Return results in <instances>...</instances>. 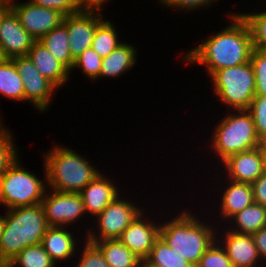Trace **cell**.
<instances>
[{
  "label": "cell",
  "mask_w": 266,
  "mask_h": 267,
  "mask_svg": "<svg viewBox=\"0 0 266 267\" xmlns=\"http://www.w3.org/2000/svg\"><path fill=\"white\" fill-rule=\"evenodd\" d=\"M228 16L232 21L227 27L184 56L187 63L205 65L208 77L215 71L250 62L253 43L249 26L239 13Z\"/></svg>",
  "instance_id": "cell-1"
},
{
  "label": "cell",
  "mask_w": 266,
  "mask_h": 267,
  "mask_svg": "<svg viewBox=\"0 0 266 267\" xmlns=\"http://www.w3.org/2000/svg\"><path fill=\"white\" fill-rule=\"evenodd\" d=\"M190 212L183 210L175 218L160 224L159 236L195 267L205 251L217 240L219 231Z\"/></svg>",
  "instance_id": "cell-2"
},
{
  "label": "cell",
  "mask_w": 266,
  "mask_h": 267,
  "mask_svg": "<svg viewBox=\"0 0 266 267\" xmlns=\"http://www.w3.org/2000/svg\"><path fill=\"white\" fill-rule=\"evenodd\" d=\"M48 227L41 203L8 209L0 238V264L6 265L23 249L40 244Z\"/></svg>",
  "instance_id": "cell-3"
},
{
  "label": "cell",
  "mask_w": 266,
  "mask_h": 267,
  "mask_svg": "<svg viewBox=\"0 0 266 267\" xmlns=\"http://www.w3.org/2000/svg\"><path fill=\"white\" fill-rule=\"evenodd\" d=\"M43 160L49 190L79 193L100 173L85 157L62 145L53 146Z\"/></svg>",
  "instance_id": "cell-4"
},
{
  "label": "cell",
  "mask_w": 266,
  "mask_h": 267,
  "mask_svg": "<svg viewBox=\"0 0 266 267\" xmlns=\"http://www.w3.org/2000/svg\"><path fill=\"white\" fill-rule=\"evenodd\" d=\"M232 111L233 114L228 113L219 121L210 138L212 152L214 150L221 162L232 154L263 146L251 114L247 110Z\"/></svg>",
  "instance_id": "cell-5"
},
{
  "label": "cell",
  "mask_w": 266,
  "mask_h": 267,
  "mask_svg": "<svg viewBox=\"0 0 266 267\" xmlns=\"http://www.w3.org/2000/svg\"><path fill=\"white\" fill-rule=\"evenodd\" d=\"M44 181L30 171H27L19 158L0 177V204L6 210L11 208L33 206L40 204L46 190V171Z\"/></svg>",
  "instance_id": "cell-6"
},
{
  "label": "cell",
  "mask_w": 266,
  "mask_h": 267,
  "mask_svg": "<svg viewBox=\"0 0 266 267\" xmlns=\"http://www.w3.org/2000/svg\"><path fill=\"white\" fill-rule=\"evenodd\" d=\"M214 93L232 110H247L255 96L251 62L215 71L211 76Z\"/></svg>",
  "instance_id": "cell-7"
},
{
  "label": "cell",
  "mask_w": 266,
  "mask_h": 267,
  "mask_svg": "<svg viewBox=\"0 0 266 267\" xmlns=\"http://www.w3.org/2000/svg\"><path fill=\"white\" fill-rule=\"evenodd\" d=\"M118 195L94 220H98V232H87L86 240L95 241L118 239L121 233L132 223V221L144 210L138 207L133 201L122 199Z\"/></svg>",
  "instance_id": "cell-8"
},
{
  "label": "cell",
  "mask_w": 266,
  "mask_h": 267,
  "mask_svg": "<svg viewBox=\"0 0 266 267\" xmlns=\"http://www.w3.org/2000/svg\"><path fill=\"white\" fill-rule=\"evenodd\" d=\"M11 60L23 81L25 101L30 102L40 113L45 112L57 87L36 69L28 56L14 57Z\"/></svg>",
  "instance_id": "cell-9"
},
{
  "label": "cell",
  "mask_w": 266,
  "mask_h": 267,
  "mask_svg": "<svg viewBox=\"0 0 266 267\" xmlns=\"http://www.w3.org/2000/svg\"><path fill=\"white\" fill-rule=\"evenodd\" d=\"M41 205L49 226L67 227L83 218L85 214L82 197L79 193L52 191L45 192ZM79 218V219H78Z\"/></svg>",
  "instance_id": "cell-10"
},
{
  "label": "cell",
  "mask_w": 266,
  "mask_h": 267,
  "mask_svg": "<svg viewBox=\"0 0 266 267\" xmlns=\"http://www.w3.org/2000/svg\"><path fill=\"white\" fill-rule=\"evenodd\" d=\"M103 17L102 9H82L65 16L63 25L68 31V44L73 60L86 49L91 48L94 33L97 26L104 20Z\"/></svg>",
  "instance_id": "cell-11"
},
{
  "label": "cell",
  "mask_w": 266,
  "mask_h": 267,
  "mask_svg": "<svg viewBox=\"0 0 266 267\" xmlns=\"http://www.w3.org/2000/svg\"><path fill=\"white\" fill-rule=\"evenodd\" d=\"M11 9L18 16L21 25L36 41L61 26L66 16L58 10L38 6L30 1L16 3Z\"/></svg>",
  "instance_id": "cell-12"
},
{
  "label": "cell",
  "mask_w": 266,
  "mask_h": 267,
  "mask_svg": "<svg viewBox=\"0 0 266 267\" xmlns=\"http://www.w3.org/2000/svg\"><path fill=\"white\" fill-rule=\"evenodd\" d=\"M35 41L11 8L0 14V46L7 59L27 56Z\"/></svg>",
  "instance_id": "cell-13"
},
{
  "label": "cell",
  "mask_w": 266,
  "mask_h": 267,
  "mask_svg": "<svg viewBox=\"0 0 266 267\" xmlns=\"http://www.w3.org/2000/svg\"><path fill=\"white\" fill-rule=\"evenodd\" d=\"M142 211L132 223L121 233L118 240L128 247L132 253L144 261L150 254L155 240L159 237L160 225L148 217L144 219Z\"/></svg>",
  "instance_id": "cell-14"
},
{
  "label": "cell",
  "mask_w": 266,
  "mask_h": 267,
  "mask_svg": "<svg viewBox=\"0 0 266 267\" xmlns=\"http://www.w3.org/2000/svg\"><path fill=\"white\" fill-rule=\"evenodd\" d=\"M264 145L235 153L219 162L226 170L228 180L252 184L263 174ZM230 178V179H229Z\"/></svg>",
  "instance_id": "cell-15"
},
{
  "label": "cell",
  "mask_w": 266,
  "mask_h": 267,
  "mask_svg": "<svg viewBox=\"0 0 266 267\" xmlns=\"http://www.w3.org/2000/svg\"><path fill=\"white\" fill-rule=\"evenodd\" d=\"M224 233L217 241L225 249L233 267L263 266L251 235L238 234L230 230H225Z\"/></svg>",
  "instance_id": "cell-16"
},
{
  "label": "cell",
  "mask_w": 266,
  "mask_h": 267,
  "mask_svg": "<svg viewBox=\"0 0 266 267\" xmlns=\"http://www.w3.org/2000/svg\"><path fill=\"white\" fill-rule=\"evenodd\" d=\"M104 176L103 173H99L79 192L85 213L95 218L120 194L116 184Z\"/></svg>",
  "instance_id": "cell-17"
},
{
  "label": "cell",
  "mask_w": 266,
  "mask_h": 267,
  "mask_svg": "<svg viewBox=\"0 0 266 267\" xmlns=\"http://www.w3.org/2000/svg\"><path fill=\"white\" fill-rule=\"evenodd\" d=\"M36 69L57 88L69 81L70 72L39 41H35L27 55Z\"/></svg>",
  "instance_id": "cell-18"
},
{
  "label": "cell",
  "mask_w": 266,
  "mask_h": 267,
  "mask_svg": "<svg viewBox=\"0 0 266 267\" xmlns=\"http://www.w3.org/2000/svg\"><path fill=\"white\" fill-rule=\"evenodd\" d=\"M67 227L49 226L42 238V246L52 260L58 264V261H65L74 257L77 238L73 237V233L66 229Z\"/></svg>",
  "instance_id": "cell-19"
},
{
  "label": "cell",
  "mask_w": 266,
  "mask_h": 267,
  "mask_svg": "<svg viewBox=\"0 0 266 267\" xmlns=\"http://www.w3.org/2000/svg\"><path fill=\"white\" fill-rule=\"evenodd\" d=\"M228 186L222 191L219 212L223 219H230L254 202L251 184L227 180Z\"/></svg>",
  "instance_id": "cell-20"
},
{
  "label": "cell",
  "mask_w": 266,
  "mask_h": 267,
  "mask_svg": "<svg viewBox=\"0 0 266 267\" xmlns=\"http://www.w3.org/2000/svg\"><path fill=\"white\" fill-rule=\"evenodd\" d=\"M137 48L123 42L115 48L107 57L103 58L99 78L119 76L127 73L136 64Z\"/></svg>",
  "instance_id": "cell-21"
},
{
  "label": "cell",
  "mask_w": 266,
  "mask_h": 267,
  "mask_svg": "<svg viewBox=\"0 0 266 267\" xmlns=\"http://www.w3.org/2000/svg\"><path fill=\"white\" fill-rule=\"evenodd\" d=\"M234 225L227 228L238 234L252 235L266 227V207L253 202L230 218ZM234 227V228H232Z\"/></svg>",
  "instance_id": "cell-22"
},
{
  "label": "cell",
  "mask_w": 266,
  "mask_h": 267,
  "mask_svg": "<svg viewBox=\"0 0 266 267\" xmlns=\"http://www.w3.org/2000/svg\"><path fill=\"white\" fill-rule=\"evenodd\" d=\"M110 267H143V261L118 239L95 241Z\"/></svg>",
  "instance_id": "cell-23"
},
{
  "label": "cell",
  "mask_w": 266,
  "mask_h": 267,
  "mask_svg": "<svg viewBox=\"0 0 266 267\" xmlns=\"http://www.w3.org/2000/svg\"><path fill=\"white\" fill-rule=\"evenodd\" d=\"M48 51L70 72L73 70L74 60L71 57L68 31L62 24L54 28L48 34L43 36L40 40Z\"/></svg>",
  "instance_id": "cell-24"
},
{
  "label": "cell",
  "mask_w": 266,
  "mask_h": 267,
  "mask_svg": "<svg viewBox=\"0 0 266 267\" xmlns=\"http://www.w3.org/2000/svg\"><path fill=\"white\" fill-rule=\"evenodd\" d=\"M143 267H194L187 259L170 248L159 236L143 261Z\"/></svg>",
  "instance_id": "cell-25"
},
{
  "label": "cell",
  "mask_w": 266,
  "mask_h": 267,
  "mask_svg": "<svg viewBox=\"0 0 266 267\" xmlns=\"http://www.w3.org/2000/svg\"><path fill=\"white\" fill-rule=\"evenodd\" d=\"M0 95L13 101H25L23 81L11 59L0 63Z\"/></svg>",
  "instance_id": "cell-26"
},
{
  "label": "cell",
  "mask_w": 266,
  "mask_h": 267,
  "mask_svg": "<svg viewBox=\"0 0 266 267\" xmlns=\"http://www.w3.org/2000/svg\"><path fill=\"white\" fill-rule=\"evenodd\" d=\"M56 265L40 243L20 251L6 264V267H56Z\"/></svg>",
  "instance_id": "cell-27"
},
{
  "label": "cell",
  "mask_w": 266,
  "mask_h": 267,
  "mask_svg": "<svg viewBox=\"0 0 266 267\" xmlns=\"http://www.w3.org/2000/svg\"><path fill=\"white\" fill-rule=\"evenodd\" d=\"M117 30L110 20H103L96 28L91 48L96 51L101 58L107 57L115 48L123 42H119Z\"/></svg>",
  "instance_id": "cell-28"
},
{
  "label": "cell",
  "mask_w": 266,
  "mask_h": 267,
  "mask_svg": "<svg viewBox=\"0 0 266 267\" xmlns=\"http://www.w3.org/2000/svg\"><path fill=\"white\" fill-rule=\"evenodd\" d=\"M249 26L253 49L266 51V11L260 13H240Z\"/></svg>",
  "instance_id": "cell-29"
},
{
  "label": "cell",
  "mask_w": 266,
  "mask_h": 267,
  "mask_svg": "<svg viewBox=\"0 0 266 267\" xmlns=\"http://www.w3.org/2000/svg\"><path fill=\"white\" fill-rule=\"evenodd\" d=\"M12 132L6 126L0 130V177L18 158V148L14 144Z\"/></svg>",
  "instance_id": "cell-30"
},
{
  "label": "cell",
  "mask_w": 266,
  "mask_h": 267,
  "mask_svg": "<svg viewBox=\"0 0 266 267\" xmlns=\"http://www.w3.org/2000/svg\"><path fill=\"white\" fill-rule=\"evenodd\" d=\"M103 58L93 50V48L86 49L80 56L74 60V68H79L83 74L90 80H98Z\"/></svg>",
  "instance_id": "cell-31"
},
{
  "label": "cell",
  "mask_w": 266,
  "mask_h": 267,
  "mask_svg": "<svg viewBox=\"0 0 266 267\" xmlns=\"http://www.w3.org/2000/svg\"><path fill=\"white\" fill-rule=\"evenodd\" d=\"M247 111L252 116L259 140L266 145V95H255Z\"/></svg>",
  "instance_id": "cell-32"
},
{
  "label": "cell",
  "mask_w": 266,
  "mask_h": 267,
  "mask_svg": "<svg viewBox=\"0 0 266 267\" xmlns=\"http://www.w3.org/2000/svg\"><path fill=\"white\" fill-rule=\"evenodd\" d=\"M195 267H233L225 249L216 240L200 258Z\"/></svg>",
  "instance_id": "cell-33"
},
{
  "label": "cell",
  "mask_w": 266,
  "mask_h": 267,
  "mask_svg": "<svg viewBox=\"0 0 266 267\" xmlns=\"http://www.w3.org/2000/svg\"><path fill=\"white\" fill-rule=\"evenodd\" d=\"M250 62L255 76V95H266V51L253 49Z\"/></svg>",
  "instance_id": "cell-34"
},
{
  "label": "cell",
  "mask_w": 266,
  "mask_h": 267,
  "mask_svg": "<svg viewBox=\"0 0 266 267\" xmlns=\"http://www.w3.org/2000/svg\"><path fill=\"white\" fill-rule=\"evenodd\" d=\"M84 249L80 254V259L75 267H110L100 251L94 244L85 239Z\"/></svg>",
  "instance_id": "cell-35"
},
{
  "label": "cell",
  "mask_w": 266,
  "mask_h": 267,
  "mask_svg": "<svg viewBox=\"0 0 266 267\" xmlns=\"http://www.w3.org/2000/svg\"><path fill=\"white\" fill-rule=\"evenodd\" d=\"M31 3L70 15L81 11L80 0H30Z\"/></svg>",
  "instance_id": "cell-36"
},
{
  "label": "cell",
  "mask_w": 266,
  "mask_h": 267,
  "mask_svg": "<svg viewBox=\"0 0 266 267\" xmlns=\"http://www.w3.org/2000/svg\"><path fill=\"white\" fill-rule=\"evenodd\" d=\"M214 1L218 0H159V2L164 5L165 7L169 8L171 7L172 9H179V11H193L196 9H200L209 7L211 4H214ZM182 9V10H180Z\"/></svg>",
  "instance_id": "cell-37"
},
{
  "label": "cell",
  "mask_w": 266,
  "mask_h": 267,
  "mask_svg": "<svg viewBox=\"0 0 266 267\" xmlns=\"http://www.w3.org/2000/svg\"><path fill=\"white\" fill-rule=\"evenodd\" d=\"M254 202L266 207V176L260 175L252 184Z\"/></svg>",
  "instance_id": "cell-38"
},
{
  "label": "cell",
  "mask_w": 266,
  "mask_h": 267,
  "mask_svg": "<svg viewBox=\"0 0 266 267\" xmlns=\"http://www.w3.org/2000/svg\"><path fill=\"white\" fill-rule=\"evenodd\" d=\"M251 236L258 250L259 256L261 260H263V263L265 262L266 267V227L261 228Z\"/></svg>",
  "instance_id": "cell-39"
},
{
  "label": "cell",
  "mask_w": 266,
  "mask_h": 267,
  "mask_svg": "<svg viewBox=\"0 0 266 267\" xmlns=\"http://www.w3.org/2000/svg\"><path fill=\"white\" fill-rule=\"evenodd\" d=\"M107 1L109 0H80V4L83 9L101 10L102 5Z\"/></svg>",
  "instance_id": "cell-40"
},
{
  "label": "cell",
  "mask_w": 266,
  "mask_h": 267,
  "mask_svg": "<svg viewBox=\"0 0 266 267\" xmlns=\"http://www.w3.org/2000/svg\"><path fill=\"white\" fill-rule=\"evenodd\" d=\"M15 0H0V6L5 8H11L16 3Z\"/></svg>",
  "instance_id": "cell-41"
},
{
  "label": "cell",
  "mask_w": 266,
  "mask_h": 267,
  "mask_svg": "<svg viewBox=\"0 0 266 267\" xmlns=\"http://www.w3.org/2000/svg\"><path fill=\"white\" fill-rule=\"evenodd\" d=\"M263 175L266 176V145H264Z\"/></svg>",
  "instance_id": "cell-42"
},
{
  "label": "cell",
  "mask_w": 266,
  "mask_h": 267,
  "mask_svg": "<svg viewBox=\"0 0 266 267\" xmlns=\"http://www.w3.org/2000/svg\"><path fill=\"white\" fill-rule=\"evenodd\" d=\"M4 223H5V216L4 215H0V238H1V234L3 232Z\"/></svg>",
  "instance_id": "cell-43"
},
{
  "label": "cell",
  "mask_w": 266,
  "mask_h": 267,
  "mask_svg": "<svg viewBox=\"0 0 266 267\" xmlns=\"http://www.w3.org/2000/svg\"><path fill=\"white\" fill-rule=\"evenodd\" d=\"M7 58L3 54L2 48L0 46V63L4 62Z\"/></svg>",
  "instance_id": "cell-44"
},
{
  "label": "cell",
  "mask_w": 266,
  "mask_h": 267,
  "mask_svg": "<svg viewBox=\"0 0 266 267\" xmlns=\"http://www.w3.org/2000/svg\"><path fill=\"white\" fill-rule=\"evenodd\" d=\"M3 124L4 123H2V120H0V130L4 127Z\"/></svg>",
  "instance_id": "cell-45"
},
{
  "label": "cell",
  "mask_w": 266,
  "mask_h": 267,
  "mask_svg": "<svg viewBox=\"0 0 266 267\" xmlns=\"http://www.w3.org/2000/svg\"><path fill=\"white\" fill-rule=\"evenodd\" d=\"M5 9H6L5 7H1V8H0V14H1Z\"/></svg>",
  "instance_id": "cell-46"
}]
</instances>
